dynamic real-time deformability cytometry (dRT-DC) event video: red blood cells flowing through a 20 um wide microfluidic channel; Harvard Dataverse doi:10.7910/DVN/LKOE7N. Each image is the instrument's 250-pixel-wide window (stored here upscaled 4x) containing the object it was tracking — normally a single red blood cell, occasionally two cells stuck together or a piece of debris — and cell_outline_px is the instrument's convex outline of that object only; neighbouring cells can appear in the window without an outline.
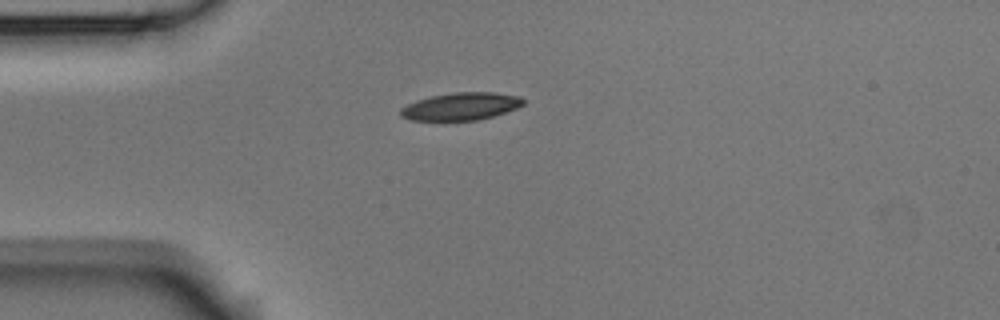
{"species": "Egyptian fruit bat (a non-hibernating species)", "species_latin": "Rousettus aegyptiacus", "temperature_condition": "room temperature", "stored_images_in_passage": 4, "camera_frame_rate_fps": 3000, "um_per_image_px": 0.085, "animal": {"sex": "male"}, "frame": {"image": 1, "passage_image": 1, "time_ms": 0.0, "image_size_px": [1000, 320], "cell_outline_px": [[524, 104], [516, 108], [492, 116], [476, 120], [412, 120], [400, 116], [400, 108], [416, 100], [432, 96], [456, 92], [492, 92], [520, 96], [524, 100]], "centroid_in_image_um": [39.17, 9.03], "position_along_channel_um": 45.8, "area_um2": 19.48}}
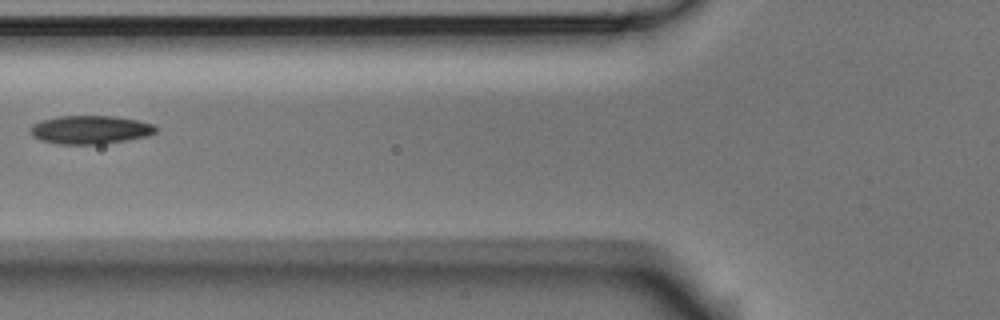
{"frame": {"image": 2, "passage_image": 3, "time_ms": 0.667, "image_size_px": [1000, 320], "cell_outline_px": [[156, 132], [148, 136], [128, 140], [104, 144], [60, 144], [40, 140], [32, 136], [28, 128], [32, 124], [40, 120], [60, 116], [112, 116], [136, 120], [152, 124], [156, 128]], "centroid_in_image_um": [7.63, 11.03], "position_along_channel_um": 118.2, "area_um2": 20.87}}
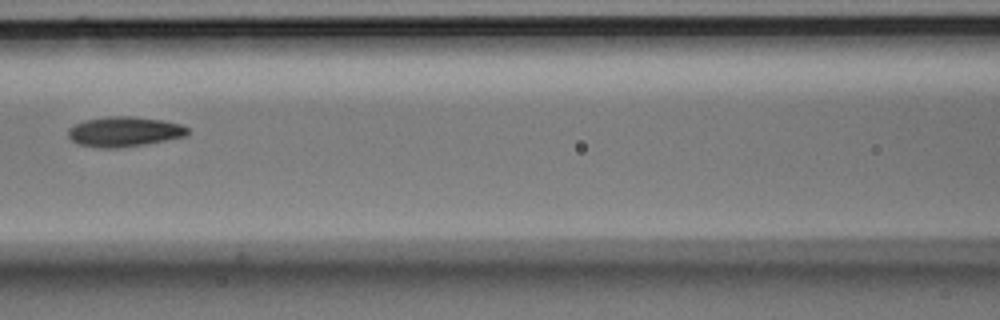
{"frame": {"image": 3, "passage_image": 4, "time_ms": 1.0, "image_size_px": [1000, 320], "cell_outline_px": [[188, 132], [184, 136], [144, 144], [120, 148], [100, 148], [80, 144], [72, 140], [68, 136], [68, 128], [84, 120], [112, 116], [132, 116], [164, 120], [180, 124], [188, 128]], "centroid_in_image_um": [10.54, 11.18], "position_along_channel_um": 156.1, "area_um2": 20.69}}